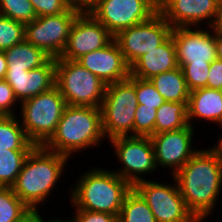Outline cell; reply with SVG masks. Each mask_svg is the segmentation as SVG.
<instances>
[{"label":"cell","mask_w":222,"mask_h":222,"mask_svg":"<svg viewBox=\"0 0 222 222\" xmlns=\"http://www.w3.org/2000/svg\"><path fill=\"white\" fill-rule=\"evenodd\" d=\"M138 106L135 77L107 85L100 106L102 129L106 139L133 136V125Z\"/></svg>","instance_id":"6"},{"label":"cell","mask_w":222,"mask_h":222,"mask_svg":"<svg viewBox=\"0 0 222 222\" xmlns=\"http://www.w3.org/2000/svg\"><path fill=\"white\" fill-rule=\"evenodd\" d=\"M89 169L80 173L75 186L70 188L71 207L74 210L103 212L118 217L124 199L133 186L113 170L99 166Z\"/></svg>","instance_id":"3"},{"label":"cell","mask_w":222,"mask_h":222,"mask_svg":"<svg viewBox=\"0 0 222 222\" xmlns=\"http://www.w3.org/2000/svg\"><path fill=\"white\" fill-rule=\"evenodd\" d=\"M7 70H32L45 65L52 57L26 40L4 50Z\"/></svg>","instance_id":"21"},{"label":"cell","mask_w":222,"mask_h":222,"mask_svg":"<svg viewBox=\"0 0 222 222\" xmlns=\"http://www.w3.org/2000/svg\"><path fill=\"white\" fill-rule=\"evenodd\" d=\"M104 140L100 108L67 105L55 133L43 147L71 159L77 152L101 146Z\"/></svg>","instance_id":"4"},{"label":"cell","mask_w":222,"mask_h":222,"mask_svg":"<svg viewBox=\"0 0 222 222\" xmlns=\"http://www.w3.org/2000/svg\"><path fill=\"white\" fill-rule=\"evenodd\" d=\"M80 12L69 8L66 12L37 17L25 24V40L58 58L66 46L71 26Z\"/></svg>","instance_id":"11"},{"label":"cell","mask_w":222,"mask_h":222,"mask_svg":"<svg viewBox=\"0 0 222 222\" xmlns=\"http://www.w3.org/2000/svg\"><path fill=\"white\" fill-rule=\"evenodd\" d=\"M7 72V59L4 51L0 50V80L5 79Z\"/></svg>","instance_id":"40"},{"label":"cell","mask_w":222,"mask_h":222,"mask_svg":"<svg viewBox=\"0 0 222 222\" xmlns=\"http://www.w3.org/2000/svg\"><path fill=\"white\" fill-rule=\"evenodd\" d=\"M187 109L188 124L190 126L195 127L193 123L201 119L200 122L205 121L206 124L211 122L213 126L218 124L217 127L221 129L222 90L205 87L190 91Z\"/></svg>","instance_id":"20"},{"label":"cell","mask_w":222,"mask_h":222,"mask_svg":"<svg viewBox=\"0 0 222 222\" xmlns=\"http://www.w3.org/2000/svg\"><path fill=\"white\" fill-rule=\"evenodd\" d=\"M18 117L0 116V150H33L36 147L27 137Z\"/></svg>","instance_id":"23"},{"label":"cell","mask_w":222,"mask_h":222,"mask_svg":"<svg viewBox=\"0 0 222 222\" xmlns=\"http://www.w3.org/2000/svg\"><path fill=\"white\" fill-rule=\"evenodd\" d=\"M25 40V24L0 15V50L4 51Z\"/></svg>","instance_id":"29"},{"label":"cell","mask_w":222,"mask_h":222,"mask_svg":"<svg viewBox=\"0 0 222 222\" xmlns=\"http://www.w3.org/2000/svg\"><path fill=\"white\" fill-rule=\"evenodd\" d=\"M135 92L138 105H145L158 109L166 101L160 95L150 79L135 77Z\"/></svg>","instance_id":"32"},{"label":"cell","mask_w":222,"mask_h":222,"mask_svg":"<svg viewBox=\"0 0 222 222\" xmlns=\"http://www.w3.org/2000/svg\"><path fill=\"white\" fill-rule=\"evenodd\" d=\"M76 61L106 85L123 81L130 76V66L114 39L104 48L84 54Z\"/></svg>","instance_id":"17"},{"label":"cell","mask_w":222,"mask_h":222,"mask_svg":"<svg viewBox=\"0 0 222 222\" xmlns=\"http://www.w3.org/2000/svg\"><path fill=\"white\" fill-rule=\"evenodd\" d=\"M153 180L139 181L133 188L147 202L157 222H199L186 206L173 176L172 183Z\"/></svg>","instance_id":"9"},{"label":"cell","mask_w":222,"mask_h":222,"mask_svg":"<svg viewBox=\"0 0 222 222\" xmlns=\"http://www.w3.org/2000/svg\"><path fill=\"white\" fill-rule=\"evenodd\" d=\"M66 106V101L56 86L20 103L18 111L21 112L18 116L21 117L19 119L27 137L34 145L43 146L51 138Z\"/></svg>","instance_id":"5"},{"label":"cell","mask_w":222,"mask_h":222,"mask_svg":"<svg viewBox=\"0 0 222 222\" xmlns=\"http://www.w3.org/2000/svg\"><path fill=\"white\" fill-rule=\"evenodd\" d=\"M157 109L138 105L135 112L133 136L151 137L155 134Z\"/></svg>","instance_id":"30"},{"label":"cell","mask_w":222,"mask_h":222,"mask_svg":"<svg viewBox=\"0 0 222 222\" xmlns=\"http://www.w3.org/2000/svg\"><path fill=\"white\" fill-rule=\"evenodd\" d=\"M70 158L36 146L27 156L15 183L13 192L30 208L40 209L56 190L57 182L66 175ZM65 173V174H64ZM42 204V205H40ZM39 205V206H38Z\"/></svg>","instance_id":"2"},{"label":"cell","mask_w":222,"mask_h":222,"mask_svg":"<svg viewBox=\"0 0 222 222\" xmlns=\"http://www.w3.org/2000/svg\"><path fill=\"white\" fill-rule=\"evenodd\" d=\"M36 16H51L66 12L69 8L68 0H30Z\"/></svg>","instance_id":"34"},{"label":"cell","mask_w":222,"mask_h":222,"mask_svg":"<svg viewBox=\"0 0 222 222\" xmlns=\"http://www.w3.org/2000/svg\"><path fill=\"white\" fill-rule=\"evenodd\" d=\"M112 222H120L118 217H116Z\"/></svg>","instance_id":"43"},{"label":"cell","mask_w":222,"mask_h":222,"mask_svg":"<svg viewBox=\"0 0 222 222\" xmlns=\"http://www.w3.org/2000/svg\"><path fill=\"white\" fill-rule=\"evenodd\" d=\"M29 209L11 187L0 186V222H17Z\"/></svg>","instance_id":"27"},{"label":"cell","mask_w":222,"mask_h":222,"mask_svg":"<svg viewBox=\"0 0 222 222\" xmlns=\"http://www.w3.org/2000/svg\"><path fill=\"white\" fill-rule=\"evenodd\" d=\"M5 80L21 103L55 87L56 60L51 58L45 65L29 71L7 70Z\"/></svg>","instance_id":"18"},{"label":"cell","mask_w":222,"mask_h":222,"mask_svg":"<svg viewBox=\"0 0 222 222\" xmlns=\"http://www.w3.org/2000/svg\"><path fill=\"white\" fill-rule=\"evenodd\" d=\"M203 27V28H202ZM178 65L212 63L217 59L215 27H178L171 30Z\"/></svg>","instance_id":"15"},{"label":"cell","mask_w":222,"mask_h":222,"mask_svg":"<svg viewBox=\"0 0 222 222\" xmlns=\"http://www.w3.org/2000/svg\"><path fill=\"white\" fill-rule=\"evenodd\" d=\"M0 15L24 24L37 18L30 0H0Z\"/></svg>","instance_id":"28"},{"label":"cell","mask_w":222,"mask_h":222,"mask_svg":"<svg viewBox=\"0 0 222 222\" xmlns=\"http://www.w3.org/2000/svg\"><path fill=\"white\" fill-rule=\"evenodd\" d=\"M18 106L20 103L11 86L5 79L0 80V116L18 115L15 111Z\"/></svg>","instance_id":"33"},{"label":"cell","mask_w":222,"mask_h":222,"mask_svg":"<svg viewBox=\"0 0 222 222\" xmlns=\"http://www.w3.org/2000/svg\"><path fill=\"white\" fill-rule=\"evenodd\" d=\"M171 30V25L157 12L149 20L119 31L114 40L131 66L142 55L160 46L171 35Z\"/></svg>","instance_id":"10"},{"label":"cell","mask_w":222,"mask_h":222,"mask_svg":"<svg viewBox=\"0 0 222 222\" xmlns=\"http://www.w3.org/2000/svg\"><path fill=\"white\" fill-rule=\"evenodd\" d=\"M158 12V0H100L89 12L115 36L149 20Z\"/></svg>","instance_id":"12"},{"label":"cell","mask_w":222,"mask_h":222,"mask_svg":"<svg viewBox=\"0 0 222 222\" xmlns=\"http://www.w3.org/2000/svg\"><path fill=\"white\" fill-rule=\"evenodd\" d=\"M158 12L178 27H217L222 14V0H158Z\"/></svg>","instance_id":"13"},{"label":"cell","mask_w":222,"mask_h":222,"mask_svg":"<svg viewBox=\"0 0 222 222\" xmlns=\"http://www.w3.org/2000/svg\"><path fill=\"white\" fill-rule=\"evenodd\" d=\"M218 144L222 147V139L218 142Z\"/></svg>","instance_id":"44"},{"label":"cell","mask_w":222,"mask_h":222,"mask_svg":"<svg viewBox=\"0 0 222 222\" xmlns=\"http://www.w3.org/2000/svg\"><path fill=\"white\" fill-rule=\"evenodd\" d=\"M207 88L222 90V61L218 59L210 64Z\"/></svg>","instance_id":"36"},{"label":"cell","mask_w":222,"mask_h":222,"mask_svg":"<svg viewBox=\"0 0 222 222\" xmlns=\"http://www.w3.org/2000/svg\"><path fill=\"white\" fill-rule=\"evenodd\" d=\"M215 43L217 59L222 61V29L215 27Z\"/></svg>","instance_id":"39"},{"label":"cell","mask_w":222,"mask_h":222,"mask_svg":"<svg viewBox=\"0 0 222 222\" xmlns=\"http://www.w3.org/2000/svg\"><path fill=\"white\" fill-rule=\"evenodd\" d=\"M73 217L64 218L66 222H112L116 216L103 212L74 210Z\"/></svg>","instance_id":"35"},{"label":"cell","mask_w":222,"mask_h":222,"mask_svg":"<svg viewBox=\"0 0 222 222\" xmlns=\"http://www.w3.org/2000/svg\"><path fill=\"white\" fill-rule=\"evenodd\" d=\"M69 5L80 13H89L100 0H68Z\"/></svg>","instance_id":"38"},{"label":"cell","mask_w":222,"mask_h":222,"mask_svg":"<svg viewBox=\"0 0 222 222\" xmlns=\"http://www.w3.org/2000/svg\"><path fill=\"white\" fill-rule=\"evenodd\" d=\"M210 64L211 63H189L179 65L190 91L198 88H207Z\"/></svg>","instance_id":"31"},{"label":"cell","mask_w":222,"mask_h":222,"mask_svg":"<svg viewBox=\"0 0 222 222\" xmlns=\"http://www.w3.org/2000/svg\"><path fill=\"white\" fill-rule=\"evenodd\" d=\"M32 150H0V186L11 187Z\"/></svg>","instance_id":"26"},{"label":"cell","mask_w":222,"mask_h":222,"mask_svg":"<svg viewBox=\"0 0 222 222\" xmlns=\"http://www.w3.org/2000/svg\"><path fill=\"white\" fill-rule=\"evenodd\" d=\"M114 36L91 13H79L74 20L61 59L77 60L104 48Z\"/></svg>","instance_id":"16"},{"label":"cell","mask_w":222,"mask_h":222,"mask_svg":"<svg viewBox=\"0 0 222 222\" xmlns=\"http://www.w3.org/2000/svg\"><path fill=\"white\" fill-rule=\"evenodd\" d=\"M215 144L200 148L173 175L186 206L199 222L213 216L217 201H221L222 147Z\"/></svg>","instance_id":"1"},{"label":"cell","mask_w":222,"mask_h":222,"mask_svg":"<svg viewBox=\"0 0 222 222\" xmlns=\"http://www.w3.org/2000/svg\"><path fill=\"white\" fill-rule=\"evenodd\" d=\"M150 81L166 102H184L188 105L190 90L180 67L157 74Z\"/></svg>","instance_id":"22"},{"label":"cell","mask_w":222,"mask_h":222,"mask_svg":"<svg viewBox=\"0 0 222 222\" xmlns=\"http://www.w3.org/2000/svg\"><path fill=\"white\" fill-rule=\"evenodd\" d=\"M188 109L184 102H165L157 109L155 134L187 127Z\"/></svg>","instance_id":"24"},{"label":"cell","mask_w":222,"mask_h":222,"mask_svg":"<svg viewBox=\"0 0 222 222\" xmlns=\"http://www.w3.org/2000/svg\"><path fill=\"white\" fill-rule=\"evenodd\" d=\"M116 159L122 164L113 171L132 186L137 182L149 179L158 170L155 162L154 148L150 137L118 136L109 140ZM144 176V177H143Z\"/></svg>","instance_id":"8"},{"label":"cell","mask_w":222,"mask_h":222,"mask_svg":"<svg viewBox=\"0 0 222 222\" xmlns=\"http://www.w3.org/2000/svg\"><path fill=\"white\" fill-rule=\"evenodd\" d=\"M55 86L70 106L100 108L107 85L76 60L55 58Z\"/></svg>","instance_id":"7"},{"label":"cell","mask_w":222,"mask_h":222,"mask_svg":"<svg viewBox=\"0 0 222 222\" xmlns=\"http://www.w3.org/2000/svg\"><path fill=\"white\" fill-rule=\"evenodd\" d=\"M221 129H222V126H221ZM217 143L222 139V135H219V138H217Z\"/></svg>","instance_id":"42"},{"label":"cell","mask_w":222,"mask_h":222,"mask_svg":"<svg viewBox=\"0 0 222 222\" xmlns=\"http://www.w3.org/2000/svg\"><path fill=\"white\" fill-rule=\"evenodd\" d=\"M218 27H219L220 29H222V14H221V19H220V22H219Z\"/></svg>","instance_id":"41"},{"label":"cell","mask_w":222,"mask_h":222,"mask_svg":"<svg viewBox=\"0 0 222 222\" xmlns=\"http://www.w3.org/2000/svg\"><path fill=\"white\" fill-rule=\"evenodd\" d=\"M41 211L42 210H40L39 208L38 209H29L27 211V213L21 219H19L17 222H60L62 220L60 218L59 219L56 218V216L53 218L50 217L51 219L50 218L45 219V215L43 217Z\"/></svg>","instance_id":"37"},{"label":"cell","mask_w":222,"mask_h":222,"mask_svg":"<svg viewBox=\"0 0 222 222\" xmlns=\"http://www.w3.org/2000/svg\"><path fill=\"white\" fill-rule=\"evenodd\" d=\"M178 67L176 47L170 35L160 46L142 55L130 66V76L151 79L157 74Z\"/></svg>","instance_id":"19"},{"label":"cell","mask_w":222,"mask_h":222,"mask_svg":"<svg viewBox=\"0 0 222 222\" xmlns=\"http://www.w3.org/2000/svg\"><path fill=\"white\" fill-rule=\"evenodd\" d=\"M118 219L120 222H157L147 202L134 188L126 195Z\"/></svg>","instance_id":"25"},{"label":"cell","mask_w":222,"mask_h":222,"mask_svg":"<svg viewBox=\"0 0 222 222\" xmlns=\"http://www.w3.org/2000/svg\"><path fill=\"white\" fill-rule=\"evenodd\" d=\"M196 128L188 125L179 130L161 132L150 137L157 168H169L170 176L178 172L199 150L193 146ZM194 137V138H193Z\"/></svg>","instance_id":"14"}]
</instances>
